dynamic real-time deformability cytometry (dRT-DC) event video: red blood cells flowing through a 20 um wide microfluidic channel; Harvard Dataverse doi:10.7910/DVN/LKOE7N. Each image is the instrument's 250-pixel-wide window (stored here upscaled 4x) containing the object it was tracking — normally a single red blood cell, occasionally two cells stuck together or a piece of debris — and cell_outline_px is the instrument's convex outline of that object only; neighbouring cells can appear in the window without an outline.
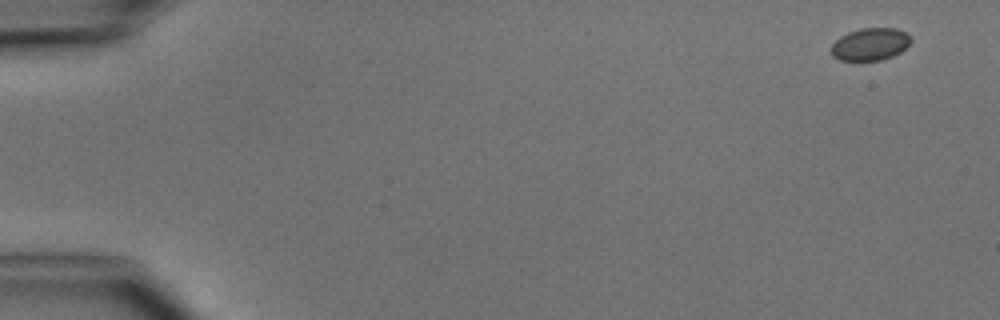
{"species": "common noctule bat (a hibernating species)", "species_latin": "Nyctalus noctula", "temperature_condition": "cold", "stored_images_in_passage": 5, "segment_of_instrument_passage": [1, 2], "camera_frame_rate_fps": 3000, "um_per_image_px": 0.085, "animal": {"sex": "male", "body_mass_g": 15.6}, "frame": {"image": 1, "passage_image": 1, "time_ms": 0.0, "image_size_px": [1000, 320], "cell_outline_px": [[912, 40], [900, 52], [892, 56], [880, 60], [840, 60], [832, 56], [832, 44], [840, 36], [848, 32], [860, 28], [896, 28], [908, 32]], "centroid_in_image_um": [73.98, 3.74], "position_along_channel_um": 11.0, "area_um2": 15.03}}
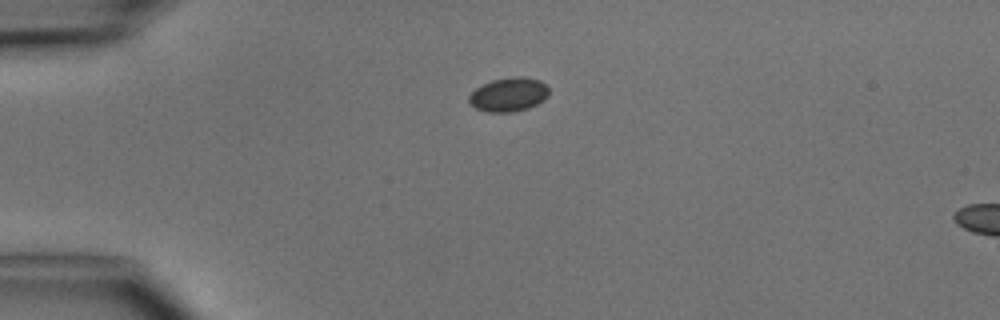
{"frame": {"image": 2, "passage_image": 4, "time_ms": 3.333, "image_size_px": [1000, 320], "cell_outline_px": [[548, 96], [544, 100], [528, 108], [512, 112], [488, 112], [476, 108], [468, 100], [468, 96], [476, 88], [492, 80], [512, 76], [524, 76], [540, 80], [548, 88]], "centroid_in_image_um": [43.25, 8.03], "position_along_channel_um": 41.8, "area_um2": 15.78}}